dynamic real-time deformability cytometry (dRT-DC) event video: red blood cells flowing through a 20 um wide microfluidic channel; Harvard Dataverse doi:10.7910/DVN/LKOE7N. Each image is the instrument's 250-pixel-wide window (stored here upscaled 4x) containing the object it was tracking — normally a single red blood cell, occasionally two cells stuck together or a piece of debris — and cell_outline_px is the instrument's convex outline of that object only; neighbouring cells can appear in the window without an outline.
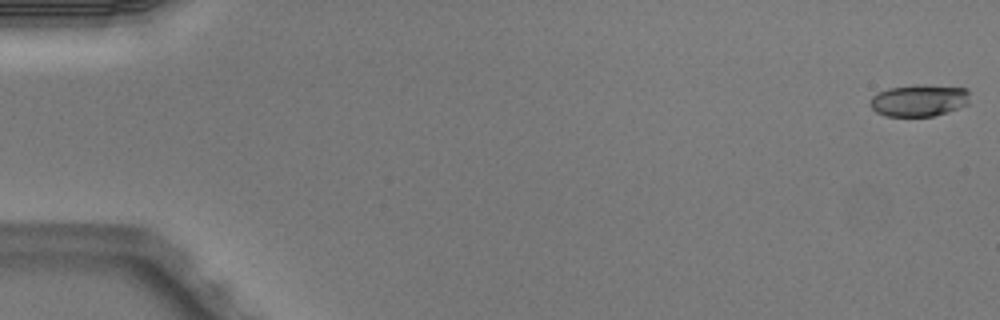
{"species": "Egyptian fruit bat (a non-hibernating species)", "species_latin": "Rousettus aegyptiacus", "temperature_condition": "warm", "stored_images_in_passage": 5, "camera_frame_rate_fps": 3000, "um_per_image_px": 0.085, "animal": {"sex": "male"}, "frame": {"image": 1, "passage_image": 1, "time_ms": 0.0, "image_size_px": [1000, 320], "cell_outline_px": [[968, 104], [948, 112], [932, 116], [884, 116], [876, 112], [868, 104], [872, 96], [876, 92], [888, 88], [916, 84], [968, 88]], "centroid_in_image_um": [78.08, 8.53], "position_along_channel_um": 6.9, "area_um2": 18.73}}
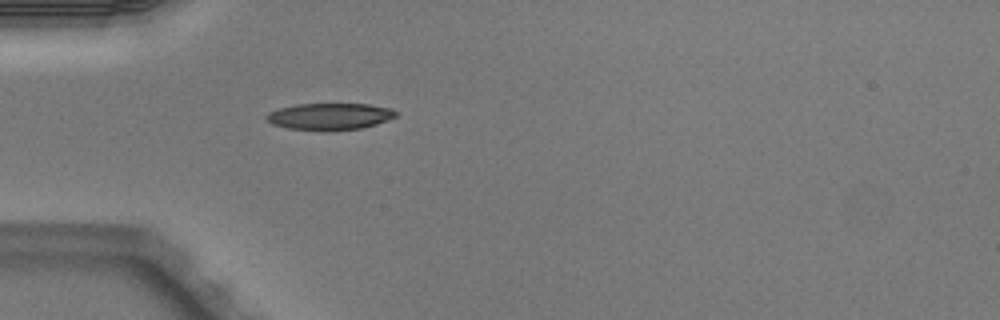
{"frame": {"image": 2, "passage_image": 5, "time_ms": 1.333, "image_size_px": [1000, 320], "cell_outline_px": [[396, 116], [388, 120], [376, 124], [360, 128], [288, 128], [272, 124], [264, 116], [268, 112], [280, 108], [296, 104], [368, 104], [392, 108], [396, 112]], "centroid_in_image_um": [28.04, 9.85], "position_along_channel_um": 57.0, "area_um2": 19.31}}